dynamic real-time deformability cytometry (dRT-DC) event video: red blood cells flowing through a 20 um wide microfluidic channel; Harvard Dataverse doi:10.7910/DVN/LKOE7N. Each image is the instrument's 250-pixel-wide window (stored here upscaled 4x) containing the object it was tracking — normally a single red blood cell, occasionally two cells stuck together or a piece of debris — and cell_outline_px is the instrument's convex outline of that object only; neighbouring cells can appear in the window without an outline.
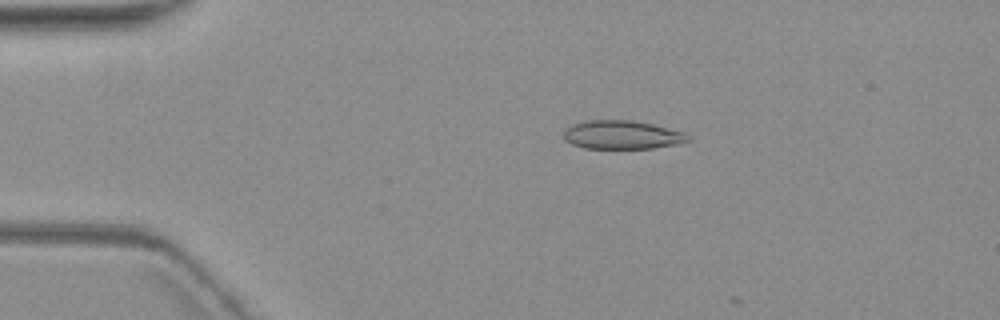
{"species": "common noctule bat (a hibernating species)", "species_latin": "Nyctalus noctula", "temperature_condition": "warm", "stored_images_in_passage": 4, "camera_frame_rate_fps": 3000, "um_per_image_px": 0.085, "animal": {"sex": "female", "body_mass_g": 19.3, "forearm_length_mm": 54.1}, "frame": {"image": 1, "passage_image": 3, "time_ms": 2.667, "image_size_px": [1000, 320], "cell_outline_px": [[692, 140], [676, 144], [652, 148], [584, 148], [572, 144], [564, 140], [564, 132], [572, 124], [584, 120], [632, 120], [652, 124], [684, 132]], "centroid_in_image_um": [52.86, 11.45], "position_along_channel_um": 32.1, "area_um2": 20.63}}